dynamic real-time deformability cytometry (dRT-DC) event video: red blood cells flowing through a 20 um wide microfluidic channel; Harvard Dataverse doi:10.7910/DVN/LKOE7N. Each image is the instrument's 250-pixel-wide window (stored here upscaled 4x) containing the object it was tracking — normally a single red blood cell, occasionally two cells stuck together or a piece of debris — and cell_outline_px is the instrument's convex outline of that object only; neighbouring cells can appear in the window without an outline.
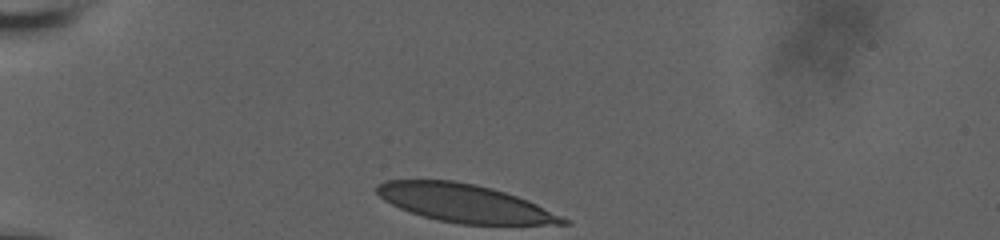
{"species": "human", "species_latin": "Homo sapiens", "temperature_condition": "room temperature", "stored_images_in_passage": 33, "camera_frame_rate_fps": 3000, "um_per_image_px": 0.085, "donor": {"sex": "male"}, "frame": {"image": 1, "passage_image": 1, "time_ms": 0.0, "image_size_px": [1000, 240], "cell_outline_px": [[572, 224], [460, 224], [436, 220], [400, 208], [384, 200], [376, 192], [376, 188], [380, 184], [388, 180], [452, 180], [476, 184], [492, 188], [528, 200], [568, 220]], "centroid_in_image_um": [39.48, 17.27], "position_along_channel_um": 45.5, "area_um2": 40.58}}
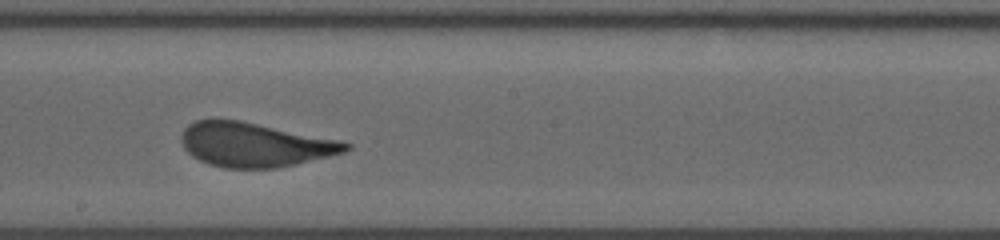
{"frame": {"image": 2, "passage_image": 19, "time_ms": 6.0, "image_size_px": [1000, 240], "cell_outline_px": [[352, 148], [344, 152], [296, 164], [276, 168], [224, 168], [208, 164], [192, 156], [184, 148], [180, 140], [180, 136], [184, 128], [188, 124], [196, 120], [240, 120], [340, 140], [352, 144]], "centroid_in_image_um": [21.63, 12.3], "position_along_channel_um": 226.6, "area_um2": 42.31}}
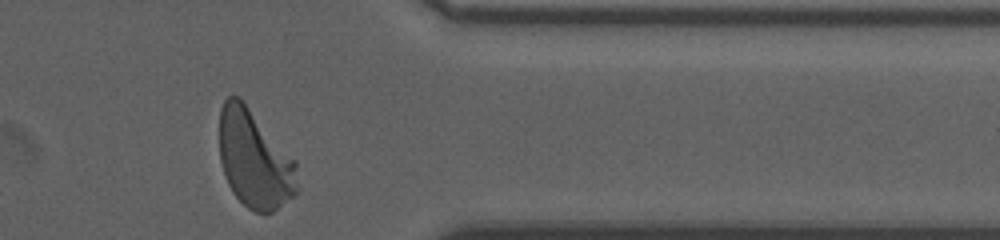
{"frame": {"image": 3, "passage_image": 33, "time_ms": 10.667, "image_size_px": [1000, 240], "cell_outline_px": [[300, 188], [292, 196], [272, 212], [256, 212], [248, 208], [232, 192], [228, 184], [220, 160], [220, 108], [224, 100], [228, 96], [240, 96], [296, 160]], "centroid_in_image_um": [21.65, 13.51], "position_along_channel_um": 389.7, "area_um2": 44.74}, "authors_computed_cell_mechanics": {"area_um2": 43.1188, "velocity_mm_per_s": 3.6945, "shape_relaxation_time_tau1_ms": 4.1038, "shape_relaxation_time_tau2_ms": null, "deformation_change_tau1": 0.1605, "deformation_change_tau2": null}}